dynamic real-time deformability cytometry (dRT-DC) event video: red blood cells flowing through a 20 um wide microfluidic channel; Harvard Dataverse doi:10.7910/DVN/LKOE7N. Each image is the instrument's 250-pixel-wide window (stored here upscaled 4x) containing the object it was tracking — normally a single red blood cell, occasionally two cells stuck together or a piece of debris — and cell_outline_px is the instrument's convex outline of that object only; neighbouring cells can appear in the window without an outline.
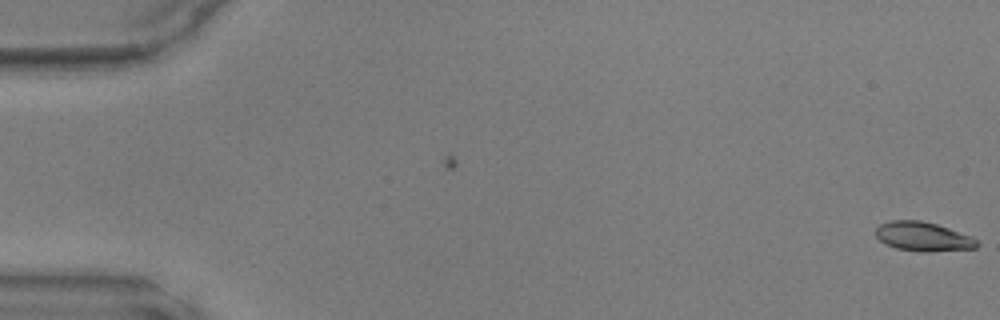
{"species": "common noctule bat (a hibernating species)", "species_latin": "Nyctalus noctula", "temperature_condition": "warm", "stored_images_in_passage": 5, "camera_frame_rate_fps": 3000, "um_per_image_px": 0.085, "animal": {"sex": "male", "body_mass_g": 17.9, "forearm_length_mm": 54.2}, "frame": {"image": 1, "passage_image": 5, "time_ms": 1.333, "image_size_px": [1000, 320], "cell_outline_px": [[980, 244], [976, 248], [932, 252], [920, 252], [896, 248], [884, 244], [876, 236], [876, 228], [880, 224], [892, 220], [920, 220], [936, 224], [972, 236]], "centroid_in_image_um": [78.46, 20.12], "position_along_channel_um": 6.5, "area_um2": 17.34}}